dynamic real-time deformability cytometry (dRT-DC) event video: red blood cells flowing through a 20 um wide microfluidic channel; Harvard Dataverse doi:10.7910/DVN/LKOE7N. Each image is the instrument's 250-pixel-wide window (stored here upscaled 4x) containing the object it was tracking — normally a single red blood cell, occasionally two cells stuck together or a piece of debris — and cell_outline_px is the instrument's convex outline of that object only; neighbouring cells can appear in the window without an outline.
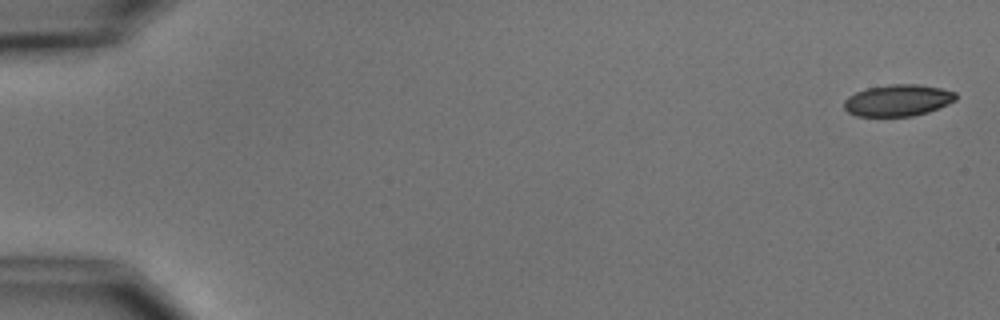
{"species": "common noctule bat (a hibernating species)", "species_latin": "Nyctalus noctula", "temperature_condition": "cold", "stored_images_in_passage": 9, "camera_frame_rate_fps": 3000, "um_per_image_px": 0.085, "animal": {"sex": "male", "body_mass_g": 15.6}, "frame": {"image": 1, "passage_image": 1, "time_ms": 0.0, "image_size_px": [1000, 320], "cell_outline_px": [[956, 100], [948, 104], [928, 112], [912, 116], [856, 116], [848, 112], [844, 108], [844, 100], [848, 96], [856, 92], [868, 88], [888, 84], [920, 84], [940, 88], [956, 92]], "centroid_in_image_um": [76.32, 8.52], "position_along_channel_um": 8.7, "area_um2": 20.63}}
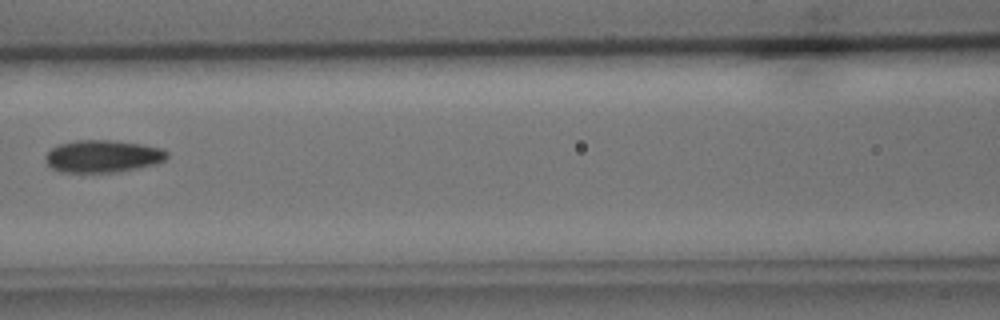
{"frame": {"image": 2, "passage_image": 8, "time_ms": 8.0, "image_size_px": [1000, 320], "cell_outline_px": [[168, 156], [164, 160], [156, 164], [140, 168], [116, 172], [60, 172], [52, 168], [44, 160], [44, 156], [52, 148], [60, 144], [76, 140], [112, 140], [144, 144], [164, 148], [168, 152]], "centroid_in_image_um": [8.77, 13.28], "position_along_channel_um": 157.8, "area_um2": 23.18}}
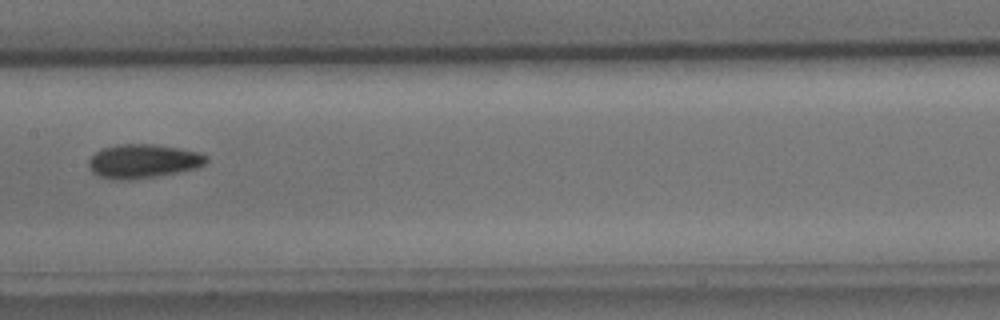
{"frame": {"image": 3, "passage_image": 9, "time_ms": 9.0, "image_size_px": [1000, 320], "cell_outline_px": [[208, 160], [204, 164], [196, 168], [180, 172], [156, 176], [128, 180], [112, 180], [100, 176], [92, 172], [88, 168], [88, 160], [96, 152], [104, 148], [116, 144], [152, 144], [200, 152], [208, 156]], "centroid_in_image_um": [12.15, 13.71], "position_along_channel_um": 195.3, "area_um2": 23.29}}